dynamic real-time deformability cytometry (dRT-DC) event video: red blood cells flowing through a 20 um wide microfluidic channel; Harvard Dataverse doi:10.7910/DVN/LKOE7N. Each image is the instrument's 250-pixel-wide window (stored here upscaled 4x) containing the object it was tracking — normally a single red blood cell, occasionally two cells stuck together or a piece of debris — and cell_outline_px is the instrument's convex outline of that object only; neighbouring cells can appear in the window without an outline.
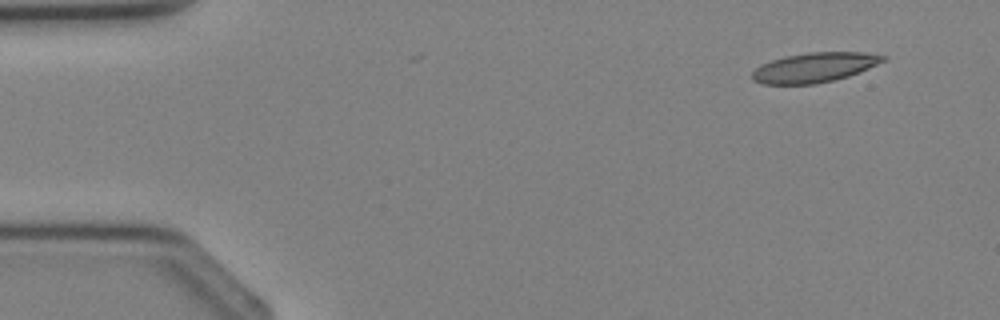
{"species": "Egyptian fruit bat (a non-hibernating species)", "species_latin": "Rousettus aegyptiacus", "temperature_condition": "cold", "stored_images_in_passage": 3, "camera_frame_rate_fps": 3000, "um_per_image_px": 0.085, "animal": {"sex": "female"}, "frame": {"image": 1, "passage_image": 1, "time_ms": 0.0, "image_size_px": [1000, 320], "cell_outline_px": [[888, 56], [884, 60], [868, 68], [848, 76], [816, 84], [760, 84], [752, 80], [752, 72], [760, 64], [772, 60], [788, 56], [808, 52], [864, 52]], "centroid_in_image_um": [69.19, 5.74], "position_along_channel_um": 15.8, "area_um2": 22.48}}
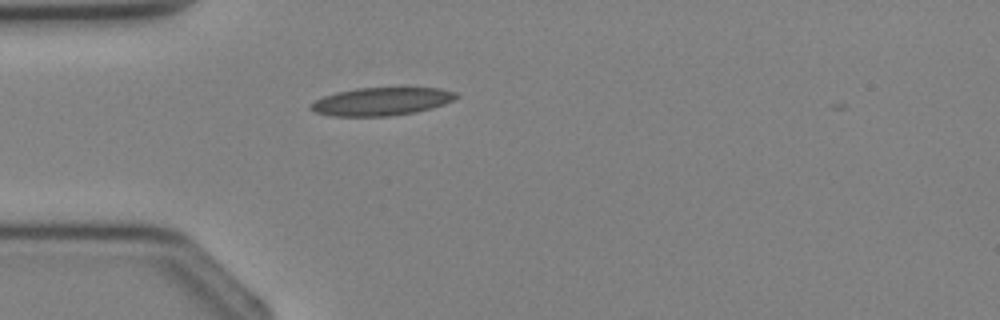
{"frame": {"image": 2, "passage_image": 3, "time_ms": 2.333, "image_size_px": [1000, 320], "cell_outline_px": [[460, 96], [444, 104], [432, 108], [416, 112], [388, 116], [332, 116], [316, 112], [308, 108], [308, 104], [324, 96], [336, 92], [356, 88], [440, 88], [456, 92]], "centroid_in_image_um": [32.41, 8.62], "position_along_channel_um": 52.6, "area_um2": 23.76}}